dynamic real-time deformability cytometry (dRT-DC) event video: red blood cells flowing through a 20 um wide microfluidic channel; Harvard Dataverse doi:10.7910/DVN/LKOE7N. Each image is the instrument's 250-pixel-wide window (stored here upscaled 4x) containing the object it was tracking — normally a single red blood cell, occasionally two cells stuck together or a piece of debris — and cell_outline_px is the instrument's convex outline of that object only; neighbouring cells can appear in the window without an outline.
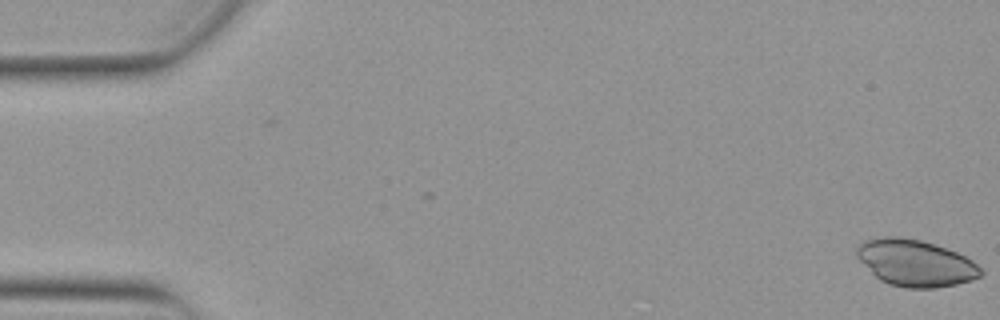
{"species": "Egyptian fruit bat (a non-hibernating species)", "species_latin": "Rousettus aegyptiacus", "temperature_condition": "warm", "stored_images_in_passage": 53, "camera_frame_rate_fps": 3000, "um_per_image_px": 0.085, "animal": {"sex": "female"}, "frame": {"image": 1, "passage_image": 1, "time_ms": 0.0, "image_size_px": [1000, 320], "cell_outline_px": [[984, 272], [980, 276], [972, 280], [956, 284], [936, 288], [908, 288], [888, 284], [880, 280], [856, 256], [856, 248], [864, 240], [884, 236], [900, 236], [920, 240], [956, 252], [972, 260]], "centroid_in_image_um": [77.81, 22.35], "position_along_channel_um": 7.2, "area_um2": 33.47}}
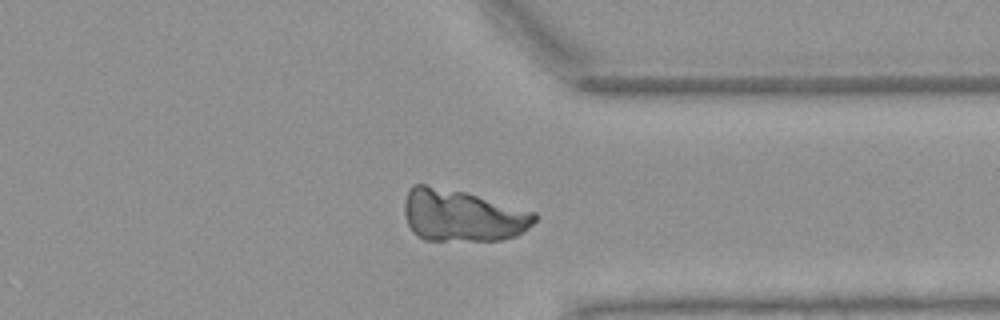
{"frame": {"image": 2, "passage_image": 41, "time_ms": 13.333, "image_size_px": [1000, 320], "cell_outline_px": [[536, 220], [528, 228], [516, 236], [500, 240], [424, 240], [416, 236], [412, 232], [408, 224], [404, 212], [404, 200], [412, 184], [424, 184], [464, 192], [536, 212]], "centroid_in_image_um": [39.26, 18.33], "position_along_channel_um": 372.1, "area_um2": 39.3}}
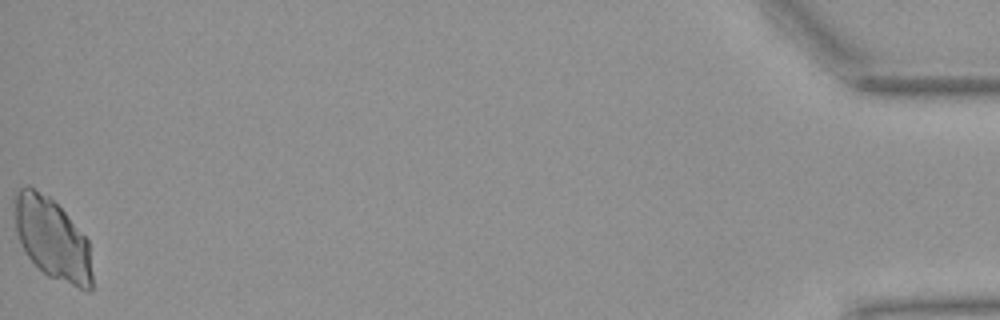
{"frame": {"image": 3, "passage_image": 53, "time_ms": 17.333, "image_size_px": [1000, 320], "cell_outline_px": [[92, 292], [88, 292], [48, 276], [24, 252], [20, 244], [16, 232], [12, 200], [12, 196], [24, 184], [28, 184], [48, 196], [64, 212], [88, 240], [92, 276]], "centroid_in_image_um": [4.4, 20.28], "position_along_channel_um": 430.8, "area_um2": 37.11}}